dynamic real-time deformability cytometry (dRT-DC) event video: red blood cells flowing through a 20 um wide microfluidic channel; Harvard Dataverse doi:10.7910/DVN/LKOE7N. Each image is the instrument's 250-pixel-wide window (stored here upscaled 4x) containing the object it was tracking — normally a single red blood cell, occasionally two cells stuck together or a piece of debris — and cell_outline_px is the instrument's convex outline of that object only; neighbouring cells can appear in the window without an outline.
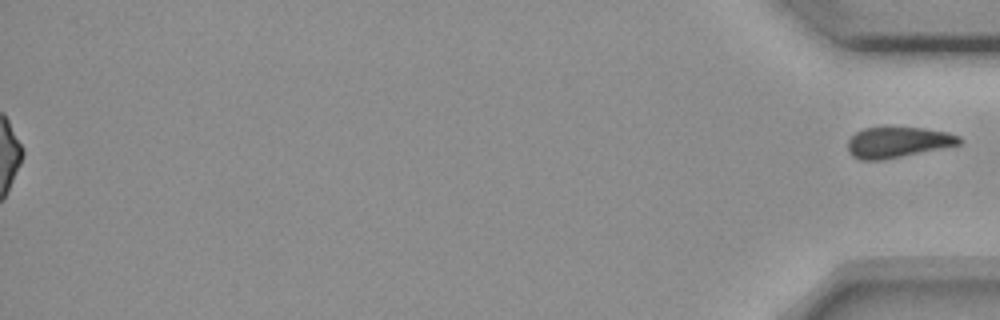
{"species": "common noctule bat (a hibernating species)", "species_latin": "Nyctalus noctula", "temperature_condition": "room temperature", "stored_images_in_passage": 41, "segment_of_instrument_passage": [2, 2], "camera_frame_rate_fps": 3000, "um_per_image_px": 0.085, "animal": {"sex": "female", "body_mass_g": 18.4}, "frame": {"image": 1, "passage_image": 41, "time_ms": 13.333, "image_size_px": [1000, 320], "cell_outline_px": [[964, 140], [960, 144], [884, 160], [860, 160], [852, 156], [848, 152], [848, 140], [856, 132], [864, 128], [924, 128], [948, 132], [960, 136]], "centroid_in_image_um": [76.32, 12.1], "position_along_channel_um": 358.9, "area_um2": 19.88}}